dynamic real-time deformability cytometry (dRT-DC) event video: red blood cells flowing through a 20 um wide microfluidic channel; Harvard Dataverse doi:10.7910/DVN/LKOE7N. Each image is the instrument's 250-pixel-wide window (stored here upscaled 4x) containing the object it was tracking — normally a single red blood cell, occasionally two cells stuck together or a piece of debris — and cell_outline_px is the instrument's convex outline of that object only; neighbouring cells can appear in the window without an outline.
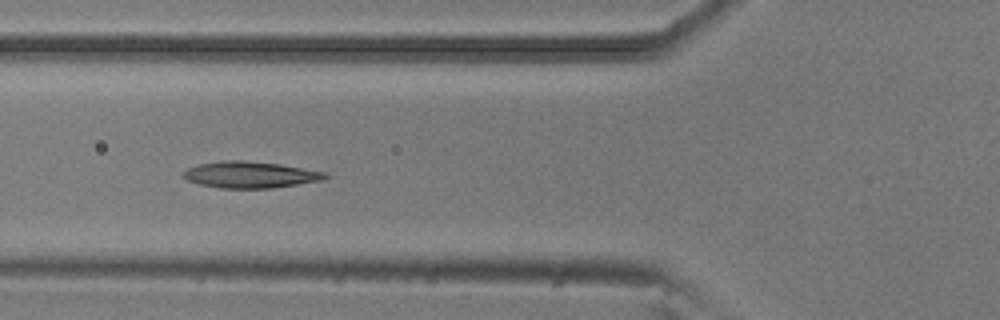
{"species": "common noctule bat (a hibernating species)", "species_latin": "Nyctalus noctula", "temperature_condition": "room temperature", "stored_images_in_passage": 7, "camera_frame_rate_fps": 3000, "um_per_image_px": 0.085, "animal": {"sex": "male", "body_mass_g": 20.5, "forearm_length_mm": 52.5}, "frame": {"image": 1, "passage_image": 4, "time_ms": 1.0, "image_size_px": [1000, 320], "cell_outline_px": [[332, 176], [324, 180], [272, 188], [220, 188], [200, 184], [188, 180], [180, 176], [188, 168], [200, 164], [228, 160], [240, 160], [280, 164], [328, 172]], "centroid_in_image_um": [21.34, 14.85], "position_along_channel_um": 104.5, "area_um2": 21.91}}
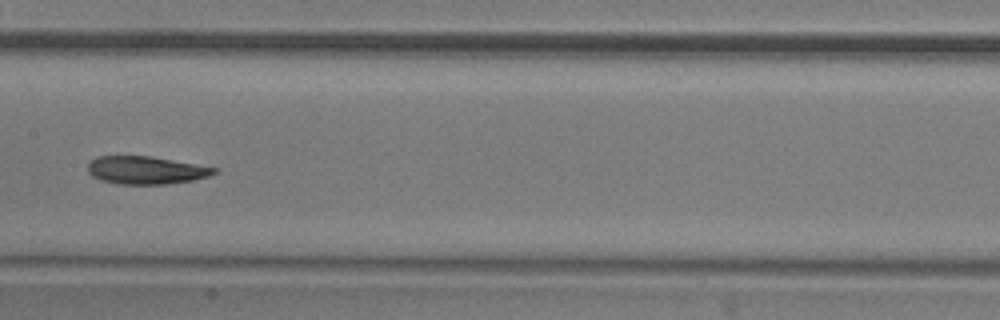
{"frame": {"image": 2, "passage_image": 6, "time_ms": 1.667, "image_size_px": [1000, 320], "cell_outline_px": [[216, 172], [208, 176], [192, 180], [164, 184], [120, 184], [100, 180], [92, 176], [88, 172], [88, 164], [96, 156], [152, 156], [216, 168]], "centroid_in_image_um": [12.36, 14.46], "position_along_channel_um": 195.0, "area_um2": 20.29}}
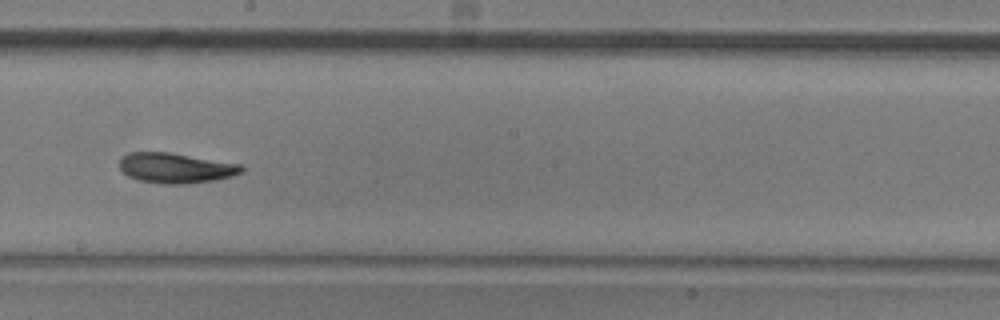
{"frame": {"image": 3, "passage_image": 7, "time_ms": 2.0, "image_size_px": [1000, 320], "cell_outline_px": [[244, 172], [232, 176], [216, 180], [188, 184], [164, 184], [140, 180], [128, 176], [120, 168], [120, 160], [128, 152], [168, 152], [240, 164], [244, 168]], "centroid_in_image_um": [14.96, 14.28], "position_along_channel_um": 233.2, "area_um2": 21.39}}